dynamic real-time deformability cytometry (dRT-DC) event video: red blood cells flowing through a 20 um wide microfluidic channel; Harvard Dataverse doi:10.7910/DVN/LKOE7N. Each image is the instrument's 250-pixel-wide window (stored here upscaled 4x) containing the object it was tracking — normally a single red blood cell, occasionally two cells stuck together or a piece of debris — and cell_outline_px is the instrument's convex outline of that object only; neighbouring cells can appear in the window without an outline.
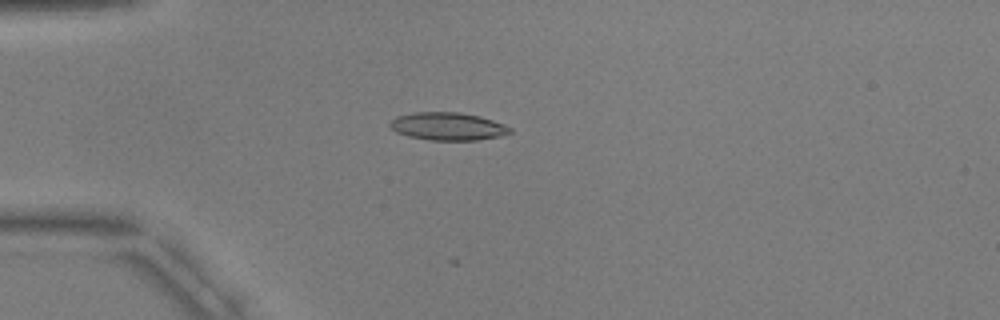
{"species": "common noctule bat (a hibernating species)", "species_latin": "Nyctalus noctula", "temperature_condition": "warm", "stored_images_in_passage": 5, "camera_frame_rate_fps": 3000, "um_per_image_px": 0.085, "animal": {"sex": "male", "body_mass_g": 17.9, "forearm_length_mm": 54.2}, "frame": {"image": 1, "passage_image": 3, "time_ms": 2.333, "image_size_px": [1000, 320], "cell_outline_px": [[512, 132], [500, 136], [476, 140], [428, 140], [408, 136], [396, 132], [388, 124], [396, 116], [412, 112], [460, 112], [480, 116], [504, 124], [512, 128]], "centroid_in_image_um": [38.06, 10.73], "position_along_channel_um": 46.9, "area_um2": 19.54}}
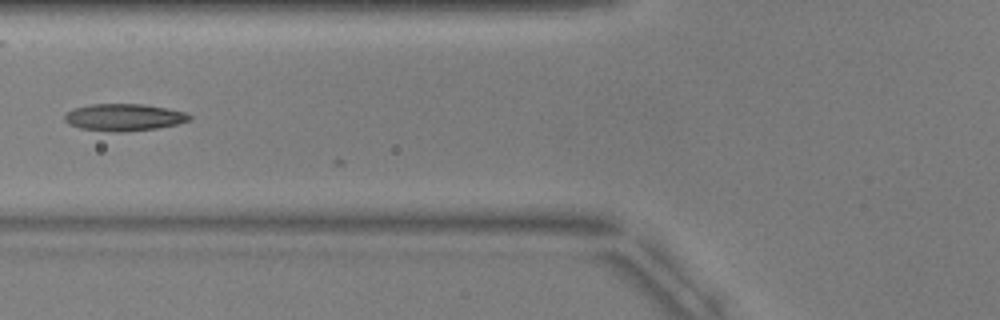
{"frame": {"image": 2, "passage_image": 5, "time_ms": 4.667, "image_size_px": [1000, 320], "cell_outline_px": [[192, 116], [188, 120], [176, 124], [156, 128], [124, 132], [116, 132], [80, 128], [68, 124], [64, 120], [64, 116], [72, 108], [92, 104], [144, 104], [184, 112]], "centroid_in_image_um": [10.48, 9.97], "position_along_channel_um": 115.3, "area_um2": 19.48}}